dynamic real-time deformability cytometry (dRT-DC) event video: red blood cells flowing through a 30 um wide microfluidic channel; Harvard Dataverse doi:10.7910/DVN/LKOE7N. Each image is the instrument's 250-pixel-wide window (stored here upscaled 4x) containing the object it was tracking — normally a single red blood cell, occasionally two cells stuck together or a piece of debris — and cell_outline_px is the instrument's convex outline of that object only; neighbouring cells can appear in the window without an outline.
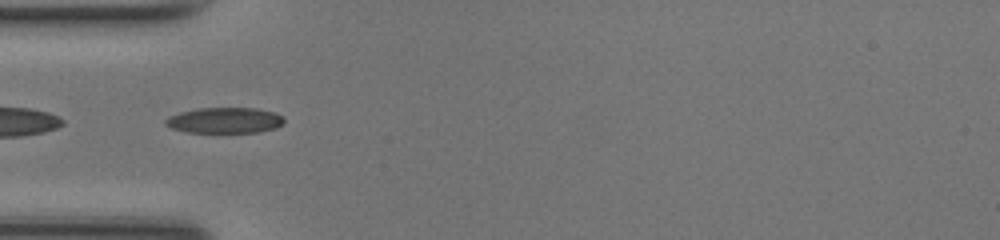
{"species": "common noctule bat (a hibernating species)", "species_latin": "Nyctalus noctula", "temperature_condition": "room temperature", "stored_images_in_passage": 34, "camera_frame_rate_fps": 3000, "um_per_image_px": 0.085, "animal": {"sex": "female", "body_mass_g": 17.0, "forearm_length_mm": 48.0}, "frame": {"image": 1, "passage_image": 1, "time_ms": 0.0, "image_size_px": [1000, 240], "cell_outline_px": [[284, 124], [276, 128], [260, 132], [188, 132], [172, 128], [164, 124], [164, 120], [168, 116], [180, 112], [196, 108], [256, 108], [276, 112], [284, 116]], "centroid_in_image_um": [19.13, 10.22], "position_along_channel_um": 65.9, "area_um2": 17.98}}
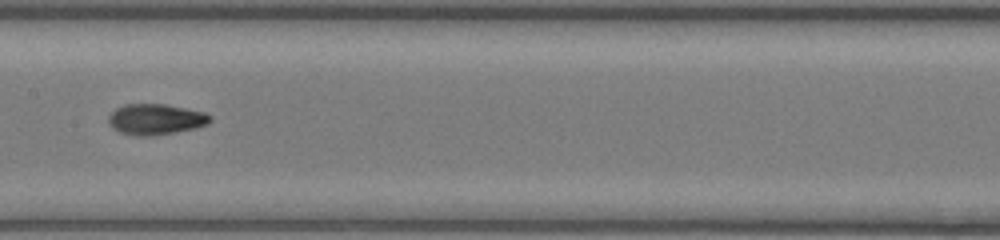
{"frame": {"image": 2, "passage_image": 10, "time_ms": 3.0, "image_size_px": [1000, 240], "cell_outline_px": [[212, 120], [208, 124], [196, 128], [152, 136], [136, 136], [120, 132], [112, 128], [108, 124], [108, 116], [116, 108], [124, 104], [164, 104], [204, 112], [212, 116]], "centroid_in_image_um": [13.22, 10.14], "position_along_channel_um": 194.2, "area_um2": 18.32}}
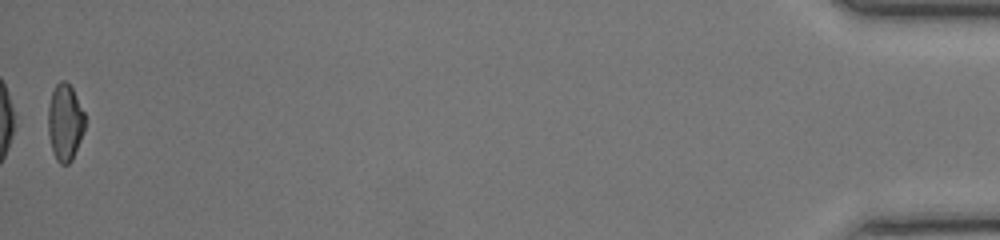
{"frame": {"image": 3, "passage_image": 34, "time_ms": 11.0, "image_size_px": [1000, 240], "cell_outline_px": [[84, 132], [72, 160], [68, 164], [60, 164], [56, 160], [52, 152], [48, 132], [48, 104], [52, 92], [56, 84], [60, 80], [64, 80], [72, 88], [84, 112]], "centroid_in_image_um": [5.51, 10.42], "position_along_channel_um": 429.7, "area_um2": 16.53}, "authors_computed_cell_mechanics": {"area_um2": 17.2533, "velocity_mm_per_s": 4.2551, "shape_relaxation_time_tau1_ms": 7.762, "shape_relaxation_time_tau2_ms": 1.5102, "deformation_change_tau1": 0.2262, "deformation_change_tau2": 0.0633}}